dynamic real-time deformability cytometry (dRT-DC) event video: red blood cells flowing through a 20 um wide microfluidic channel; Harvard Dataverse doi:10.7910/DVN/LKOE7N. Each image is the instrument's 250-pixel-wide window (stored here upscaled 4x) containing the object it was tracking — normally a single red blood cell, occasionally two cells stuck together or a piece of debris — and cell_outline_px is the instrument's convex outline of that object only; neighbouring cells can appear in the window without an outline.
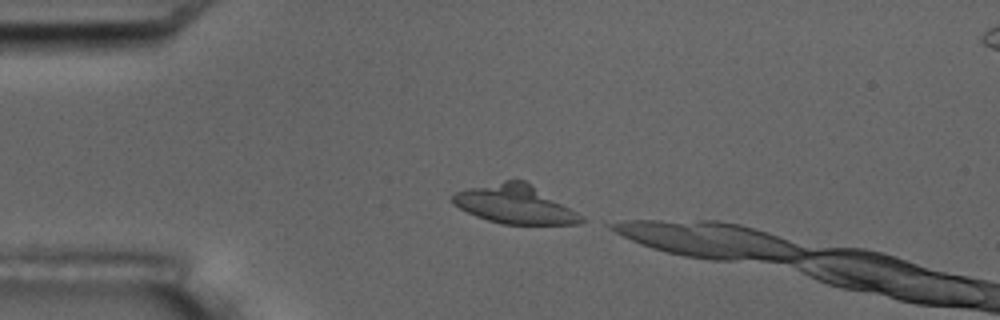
{"species": "common noctule bat (a hibernating species)", "species_latin": "Nyctalus noctula", "temperature_condition": "room temperature", "stored_images_in_passage": 2, "camera_frame_rate_fps": 3000, "um_per_image_px": 0.085, "animal": {"sex": "male", "body_mass_g": 17.5, "forearm_length_mm": 52.3}, "frame": {"image": 1, "passage_image": 1, "time_ms": 0.0, "image_size_px": [1000, 320], "cell_outline_px": [[588, 220], [580, 224], [504, 224], [488, 220], [476, 216], [452, 204], [452, 196], [456, 192], [468, 188], [504, 180], [524, 180], [584, 216]], "centroid_in_image_um": [43.79, 17.38], "position_along_channel_um": 41.2, "area_um2": 28.73}}